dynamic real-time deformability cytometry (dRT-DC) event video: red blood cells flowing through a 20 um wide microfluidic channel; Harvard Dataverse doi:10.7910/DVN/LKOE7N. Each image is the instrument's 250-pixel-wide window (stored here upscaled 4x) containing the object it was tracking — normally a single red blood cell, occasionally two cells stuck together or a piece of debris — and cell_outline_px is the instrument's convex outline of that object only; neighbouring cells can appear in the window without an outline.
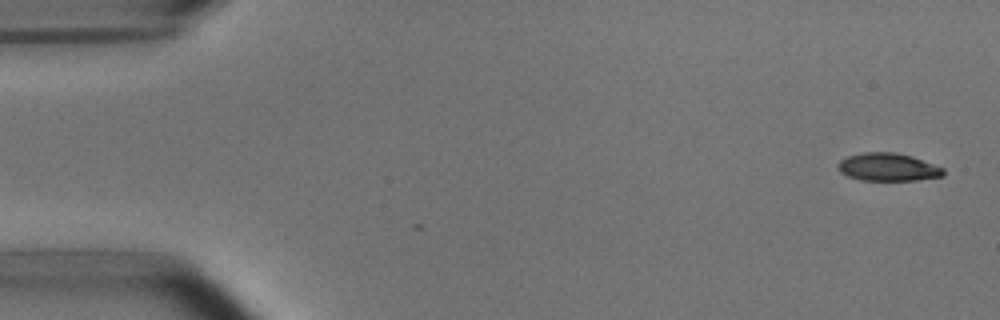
{"species": "common noctule bat (a hibernating species)", "species_latin": "Nyctalus noctula", "temperature_condition": "room temperature", "stored_images_in_passage": 2, "camera_frame_rate_fps": 3000, "um_per_image_px": 0.085, "animal": {"sex": "male", "body_mass_g": 15.6}, "frame": {"image": 1, "passage_image": 2, "time_ms": 0.333, "image_size_px": [1000, 320], "cell_outline_px": [[944, 176], [916, 180], [860, 180], [848, 176], [840, 172], [836, 168], [836, 164], [840, 160], [848, 156], [864, 152], [896, 152], [912, 156], [944, 168]], "centroid_in_image_um": [75.45, 14.2], "position_along_channel_um": 9.5, "area_um2": 17.22}}